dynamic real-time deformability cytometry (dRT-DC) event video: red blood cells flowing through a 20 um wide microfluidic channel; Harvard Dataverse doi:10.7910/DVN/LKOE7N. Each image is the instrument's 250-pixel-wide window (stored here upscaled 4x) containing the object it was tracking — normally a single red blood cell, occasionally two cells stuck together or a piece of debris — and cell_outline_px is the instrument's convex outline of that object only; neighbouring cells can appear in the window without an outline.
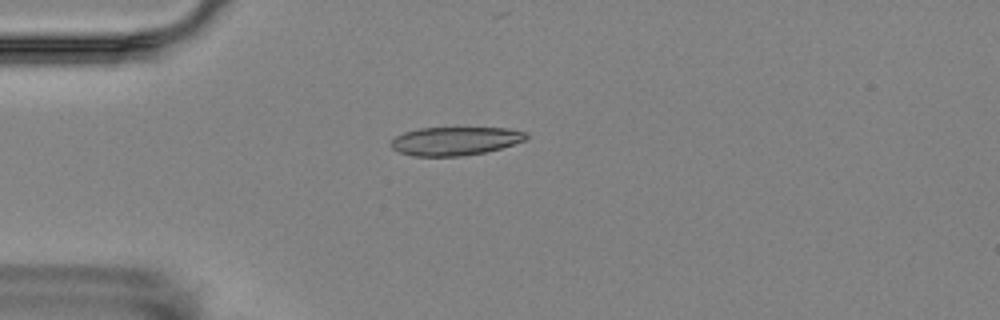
{"species": "Egyptian fruit bat (a non-hibernating species)", "species_latin": "Rousettus aegyptiacus", "temperature_condition": "room temperature", "stored_images_in_passage": 9, "camera_frame_rate_fps": 3000, "um_per_image_px": 0.085, "animal": {"sex": "female"}, "frame": {"image": 1, "passage_image": 4, "time_ms": 3.333, "image_size_px": [1000, 320], "cell_outline_px": [[528, 136], [524, 140], [500, 148], [484, 152], [460, 156], [412, 156], [400, 152], [392, 148], [388, 144], [396, 136], [404, 132], [420, 128], [508, 128], [528, 132]], "centroid_in_image_um": [38.66, 11.98], "position_along_channel_um": 46.3, "area_um2": 22.31}}
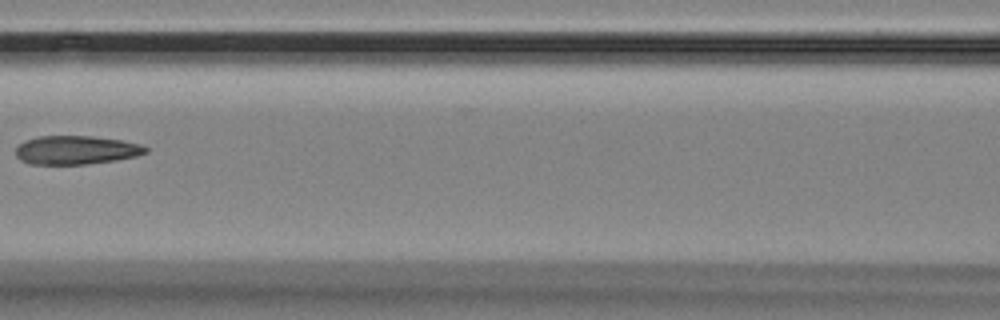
{"frame": {"image": 2, "passage_image": 7, "time_ms": 7.0, "image_size_px": [1000, 320], "cell_outline_px": [[148, 152], [136, 156], [116, 160], [88, 164], [28, 164], [20, 160], [16, 156], [16, 148], [24, 140], [36, 136], [92, 136], [124, 140], [144, 144], [148, 148]], "centroid_in_image_um": [6.49, 12.75], "position_along_channel_um": 160.1, "area_um2": 22.02}}
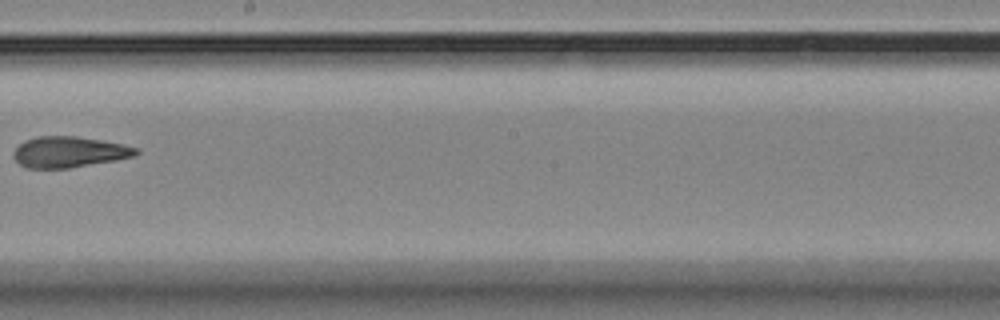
{"frame": {"image": 3, "passage_image": 9, "time_ms": 9.333, "image_size_px": [1000, 320], "cell_outline_px": [[140, 152], [136, 156], [116, 160], [68, 168], [28, 168], [20, 164], [12, 156], [12, 152], [24, 140], [36, 136], [76, 136], [100, 140], [140, 148]], "centroid_in_image_um": [5.87, 12.91], "position_along_channel_um": 242.3, "area_um2": 22.08}}